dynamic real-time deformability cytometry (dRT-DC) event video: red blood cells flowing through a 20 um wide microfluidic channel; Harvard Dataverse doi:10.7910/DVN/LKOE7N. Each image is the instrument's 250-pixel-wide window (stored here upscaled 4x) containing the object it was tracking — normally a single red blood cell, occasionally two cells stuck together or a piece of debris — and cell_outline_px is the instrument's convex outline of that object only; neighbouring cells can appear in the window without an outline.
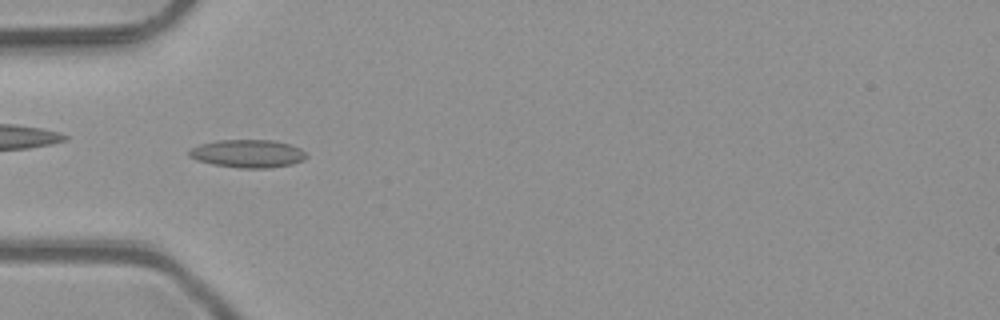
{"species": "common noctule bat (a hibernating species)", "species_latin": "Nyctalus noctula", "temperature_condition": "room temperature", "stored_images_in_passage": 50, "camera_frame_rate_fps": 3000, "um_per_image_px": 0.085, "animal": {"sex": "male", "body_mass_g": 23.1, "forearm_length_mm": 52.7}, "frame": {"image": 1, "passage_image": 16, "time_ms": 5.0, "image_size_px": [1000, 320], "cell_outline_px": [[308, 156], [292, 164], [268, 168], [240, 168], [212, 164], [196, 160], [188, 156], [188, 152], [192, 148], [200, 144], [216, 140], [272, 140], [288, 144], [300, 148]], "centroid_in_image_um": [21.02, 13.05], "position_along_channel_um": 64.0, "area_um2": 19.02}}
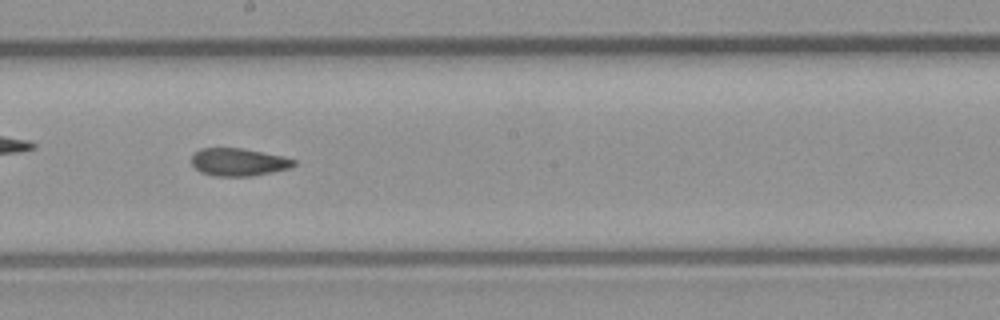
{"frame": {"image": 2, "passage_image": 28, "time_ms": 9.0, "image_size_px": [1000, 320], "cell_outline_px": [[296, 164], [292, 168], [252, 176], [212, 176], [200, 172], [192, 164], [192, 156], [200, 148], [240, 148], [280, 156], [296, 160]], "centroid_in_image_um": [20.27, 13.79], "position_along_channel_um": 227.9, "area_um2": 16.42}}
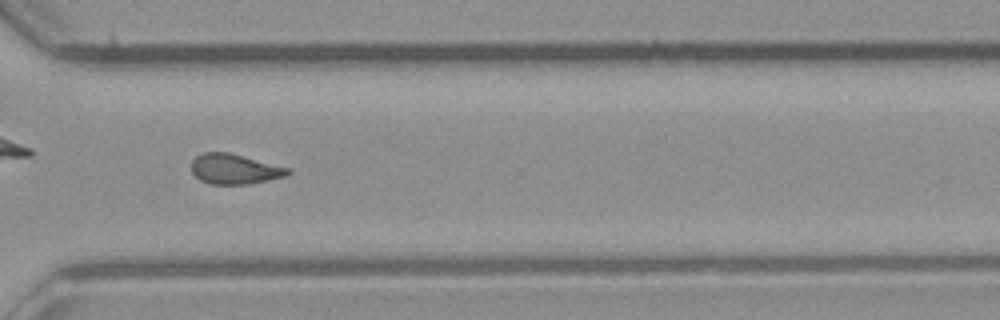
{"frame": {"image": 3, "passage_image": 37, "time_ms": 12.0, "image_size_px": [1000, 320], "cell_outline_px": [[292, 172], [284, 176], [268, 180], [248, 184], [208, 184], [200, 180], [192, 172], [192, 160], [196, 156], [204, 152], [228, 152], [292, 168]], "centroid_in_image_um": [19.95, 14.36], "position_along_channel_um": 350.6, "area_um2": 16.99}, "authors_computed_cell_mechanics": {"area_um2": 17.1088, "velocity_mm_per_s": 4.1114, "shape_relaxation_time_tau1_ms": null, "shape_relaxation_time_tau2_ms": 3.1099, "deformation_change_tau1": null, "deformation_change_tau2": 0.1076}}